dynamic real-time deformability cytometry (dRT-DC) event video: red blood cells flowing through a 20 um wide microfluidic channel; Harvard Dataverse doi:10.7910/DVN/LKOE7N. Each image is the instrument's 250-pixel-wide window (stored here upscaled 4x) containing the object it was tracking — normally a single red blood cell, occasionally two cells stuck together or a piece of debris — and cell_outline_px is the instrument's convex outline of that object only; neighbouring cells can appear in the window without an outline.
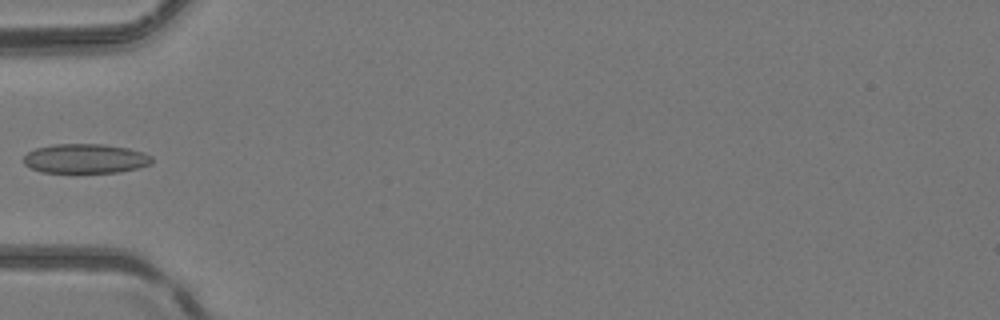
{"species": "common noctule bat (a hibernating species)", "species_latin": "Nyctalus noctula", "temperature_condition": "room temperature", "stored_images_in_passage": 3, "camera_frame_rate_fps": 3000, "um_per_image_px": 0.085, "animal": {"sex": "female", "body_mass_g": 24.6, "forearm_length_mm": 56.2}, "frame": {"image": 1, "passage_image": 1, "time_ms": 0.0, "image_size_px": [1000, 320], "cell_outline_px": [[152, 164], [120, 172], [40, 172], [24, 164], [24, 156], [28, 152], [36, 148], [56, 144], [104, 144], [128, 148], [144, 152], [152, 156]], "centroid_in_image_um": [7.28, 13.47], "position_along_channel_um": 77.7, "area_um2": 21.96}}